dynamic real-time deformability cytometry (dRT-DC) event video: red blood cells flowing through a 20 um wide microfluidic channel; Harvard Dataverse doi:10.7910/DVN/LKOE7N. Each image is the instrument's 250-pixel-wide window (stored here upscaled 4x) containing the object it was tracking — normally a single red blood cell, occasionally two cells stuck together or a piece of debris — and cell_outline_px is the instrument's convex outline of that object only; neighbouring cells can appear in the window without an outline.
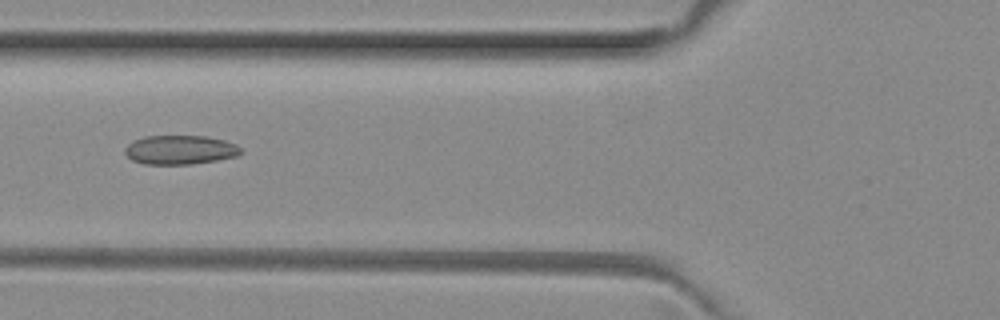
{"species": "common noctule bat (a hibernating species)", "species_latin": "Nyctalus noctula", "temperature_condition": "room temperature", "stored_images_in_passage": 5, "camera_frame_rate_fps": 3000, "um_per_image_px": 0.085, "animal": {"sex": "female", "body_mass_g": 29.2, "forearm_length_mm": 56.3}, "frame": {"image": 1, "passage_image": 5, "time_ms": 1.333, "image_size_px": [1000, 320], "cell_outline_px": [[244, 152], [236, 156], [216, 160], [192, 164], [144, 164], [132, 160], [124, 152], [124, 148], [128, 144], [144, 136], [208, 136], [224, 140], [236, 144]], "centroid_in_image_um": [15.32, 12.73], "position_along_channel_um": 110.5, "area_um2": 19.65}}